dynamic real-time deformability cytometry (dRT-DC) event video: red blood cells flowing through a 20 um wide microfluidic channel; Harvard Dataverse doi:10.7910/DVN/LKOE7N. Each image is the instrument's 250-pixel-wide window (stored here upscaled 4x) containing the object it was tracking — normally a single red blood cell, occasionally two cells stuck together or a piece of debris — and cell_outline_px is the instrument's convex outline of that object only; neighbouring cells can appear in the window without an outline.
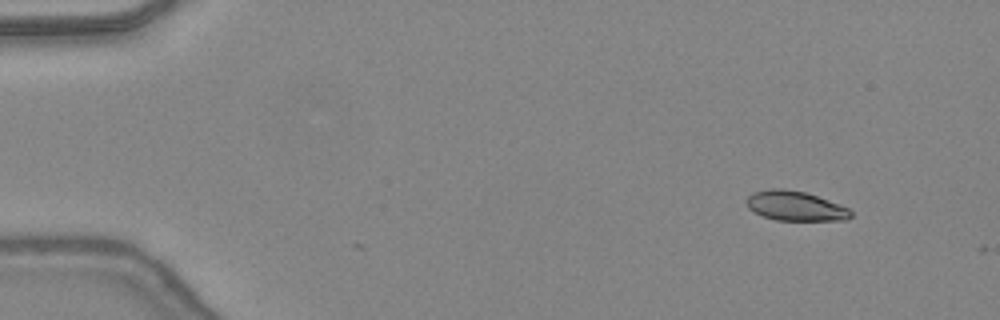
{"species": "common noctule bat (a hibernating species)", "species_latin": "Nyctalus noctula", "temperature_condition": "warm", "stored_images_in_passage": 5, "camera_frame_rate_fps": 3000, "um_per_image_px": 0.085, "animal": {"sex": "female", "body_mass_g": 24.6, "forearm_length_mm": 56.2}, "frame": {"image": 1, "passage_image": 1, "time_ms": 0.0, "image_size_px": [1000, 320], "cell_outline_px": [[852, 216], [844, 220], [776, 220], [764, 216], [748, 208], [744, 200], [752, 192], [772, 188], [784, 188], [804, 192], [828, 200], [848, 208], [852, 212]], "centroid_in_image_um": [67.56, 17.5], "position_along_channel_um": 17.4, "area_um2": 17.92}}